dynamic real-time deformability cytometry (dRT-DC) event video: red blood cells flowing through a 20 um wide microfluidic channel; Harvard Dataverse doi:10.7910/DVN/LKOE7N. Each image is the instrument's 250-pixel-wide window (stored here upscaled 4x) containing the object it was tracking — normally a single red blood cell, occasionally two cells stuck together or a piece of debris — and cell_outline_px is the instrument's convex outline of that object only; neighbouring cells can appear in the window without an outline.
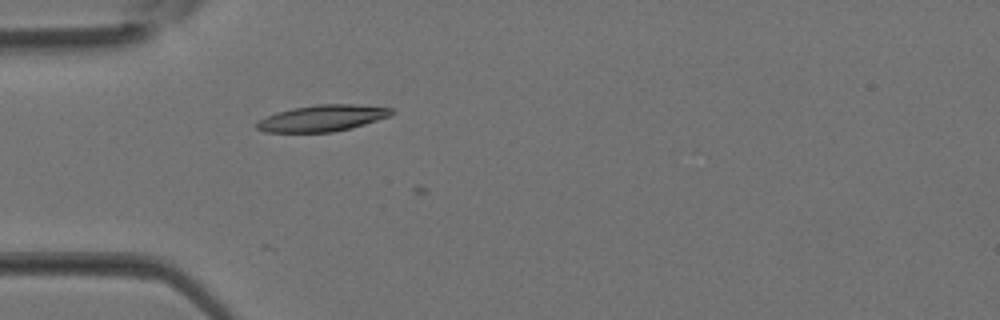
{"species": "Egyptian fruit bat (a non-hibernating species)", "species_latin": "Rousettus aegyptiacus", "temperature_condition": "room temperature", "stored_images_in_passage": 4, "camera_frame_rate_fps": 3000, "um_per_image_px": 0.085, "animal": {"sex": "female"}, "frame": {"image": 1, "passage_image": 3, "time_ms": 0.667, "image_size_px": [1000, 320], "cell_outline_px": [[396, 112], [392, 116], [352, 128], [332, 132], [264, 132], [256, 128], [256, 124], [260, 120], [276, 112], [292, 108], [316, 104], [356, 104], [392, 108]], "centroid_in_image_um": [27.46, 10.04], "position_along_channel_um": 57.5, "area_um2": 20.87}}